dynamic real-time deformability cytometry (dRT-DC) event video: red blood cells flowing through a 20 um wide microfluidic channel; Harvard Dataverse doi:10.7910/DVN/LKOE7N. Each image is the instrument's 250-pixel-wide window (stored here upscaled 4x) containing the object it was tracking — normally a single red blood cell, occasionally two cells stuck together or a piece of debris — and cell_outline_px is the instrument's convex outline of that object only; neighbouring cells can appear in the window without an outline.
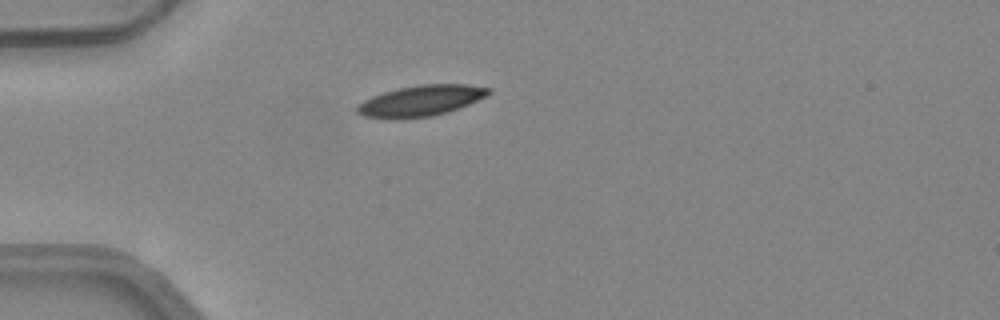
{"species": "common noctule bat (a hibernating species)", "species_latin": "Nyctalus noctula", "temperature_condition": "warm", "stored_images_in_passage": 1, "camera_frame_rate_fps": 3000, "um_per_image_px": 0.085, "animal": {"sex": "female", "body_mass_g": 24.6, "forearm_length_mm": 56.2}, "frame": {"image": 1, "passage_image": 1, "time_ms": 0.0, "image_size_px": [1000, 320], "cell_outline_px": [[492, 92], [488, 96], [468, 104], [432, 116], [364, 116], [356, 112], [356, 104], [372, 96], [384, 92], [400, 88], [420, 84], [468, 84], [492, 88]], "centroid_in_image_um": [35.85, 8.5], "position_along_channel_um": 49.2, "area_um2": 22.77}}